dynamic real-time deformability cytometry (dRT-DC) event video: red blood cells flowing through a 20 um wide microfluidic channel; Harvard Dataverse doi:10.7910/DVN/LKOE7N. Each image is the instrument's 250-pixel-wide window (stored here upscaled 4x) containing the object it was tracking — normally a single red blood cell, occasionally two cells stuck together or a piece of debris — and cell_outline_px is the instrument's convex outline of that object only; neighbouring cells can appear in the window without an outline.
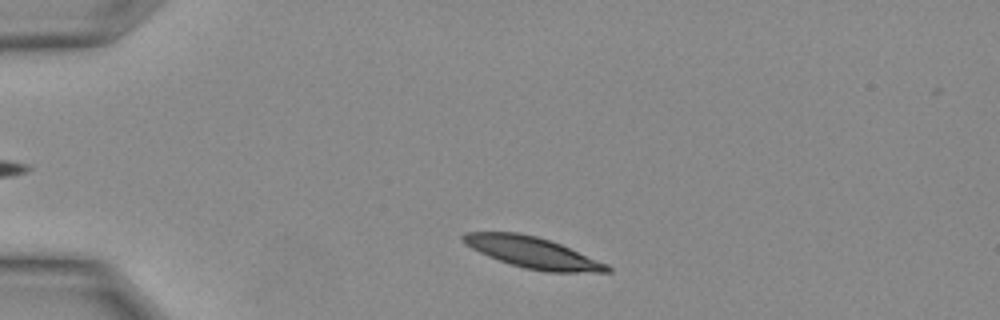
{"species": "Egyptian fruit bat (a non-hibernating species)", "species_latin": "Rousettus aegyptiacus", "temperature_condition": "warm", "stored_images_in_passage": 8, "camera_frame_rate_fps": 3000, "um_per_image_px": 0.085, "animal": {"sex": "female"}, "frame": {"image": 1, "passage_image": 2, "time_ms": 0.333, "image_size_px": [1000, 320], "cell_outline_px": [[612, 272], [548, 272], [524, 268], [488, 256], [464, 244], [460, 240], [460, 236], [464, 232], [516, 232], [536, 236], [560, 244], [608, 264], [612, 268]], "centroid_in_image_um": [45.25, 21.46], "position_along_channel_um": 39.7, "area_um2": 25.95}}
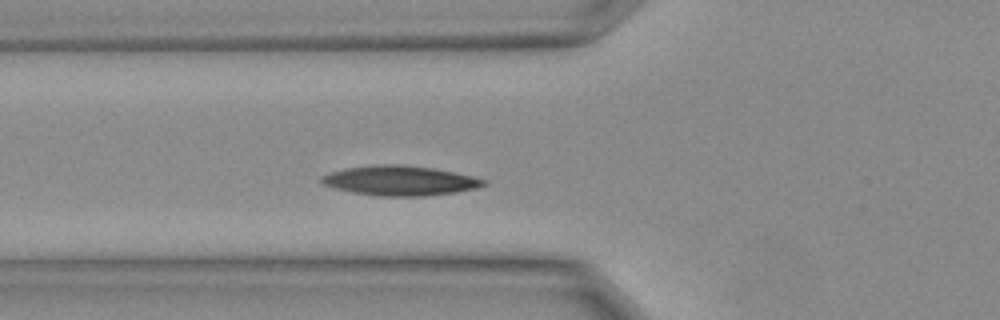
{"frame": {"image": 2, "passage_image": 6, "time_ms": 1.667, "image_size_px": [1000, 320], "cell_outline_px": [[488, 184], [476, 188], [456, 192], [424, 196], [380, 196], [352, 192], [336, 188], [324, 184], [320, 180], [320, 176], [332, 172], [348, 168], [376, 164], [400, 164], [432, 168], [452, 172], [488, 180]], "centroid_in_image_um": [34.01, 15.35], "position_along_channel_um": 91.8, "area_um2": 27.86}}